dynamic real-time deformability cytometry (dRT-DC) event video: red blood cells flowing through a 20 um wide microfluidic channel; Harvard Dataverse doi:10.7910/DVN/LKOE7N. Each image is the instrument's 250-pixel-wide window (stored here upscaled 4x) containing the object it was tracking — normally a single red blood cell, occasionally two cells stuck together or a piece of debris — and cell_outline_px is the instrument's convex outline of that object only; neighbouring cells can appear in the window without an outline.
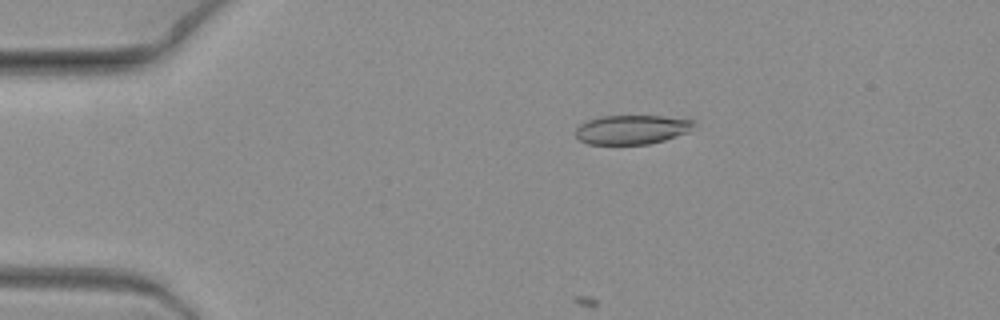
{"species": "common noctule bat (a hibernating species)", "species_latin": "Nyctalus noctula", "temperature_condition": "warm", "stored_images_in_passage": 5, "camera_frame_rate_fps": 3000, "um_per_image_px": 0.085, "animal": {"sex": "female", "body_mass_g": 19.3, "forearm_length_mm": 54.1}, "frame": {"image": 1, "passage_image": 2, "time_ms": 0.333, "image_size_px": [1000, 320], "cell_outline_px": [[696, 124], [688, 132], [664, 140], [648, 144], [588, 144], [580, 140], [576, 136], [576, 128], [580, 124], [588, 120], [600, 116], [688, 116], [696, 120]], "centroid_in_image_um": [53.8, 10.99], "position_along_channel_um": 31.2, "area_um2": 20.52}}